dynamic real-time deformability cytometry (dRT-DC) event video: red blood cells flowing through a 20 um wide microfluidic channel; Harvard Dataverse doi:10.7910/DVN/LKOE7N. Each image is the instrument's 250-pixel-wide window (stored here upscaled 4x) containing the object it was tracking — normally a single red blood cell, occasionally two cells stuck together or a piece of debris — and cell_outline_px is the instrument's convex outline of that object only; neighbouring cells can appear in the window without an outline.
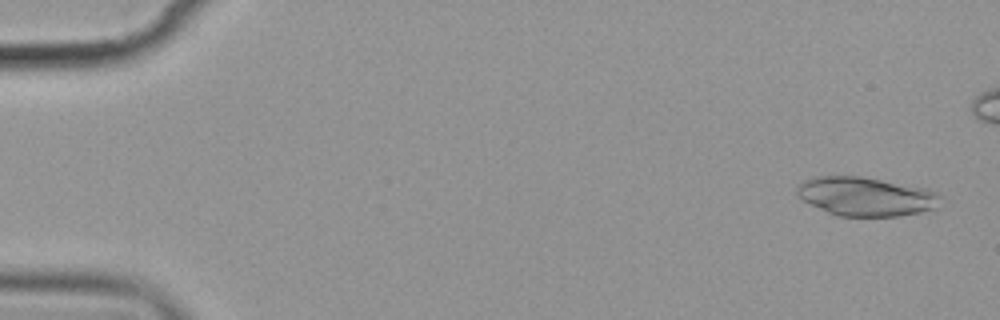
{"species": "common noctule bat (a hibernating species)", "species_latin": "Nyctalus noctula", "temperature_condition": "cold", "stored_images_in_passage": 5, "camera_frame_rate_fps": 3000, "um_per_image_px": 0.085, "animal": {"sex": "female", "body_mass_g": 19.9}, "frame": {"image": 1, "passage_image": 1, "time_ms": 0.0, "image_size_px": [1000, 320], "cell_outline_px": [[940, 196], [936, 208], [920, 212], [900, 216], [836, 216], [804, 200], [796, 192], [796, 188], [804, 180], [812, 176], [860, 176], [928, 188], [936, 192]], "centroid_in_image_um": [73.61, 16.69], "position_along_channel_um": 11.4, "area_um2": 32.37}}